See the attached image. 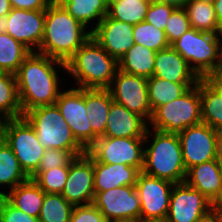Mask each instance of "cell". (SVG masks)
<instances>
[{
    "label": "cell",
    "instance_id": "1",
    "mask_svg": "<svg viewBox=\"0 0 222 222\" xmlns=\"http://www.w3.org/2000/svg\"><path fill=\"white\" fill-rule=\"evenodd\" d=\"M58 67L66 73V63L38 52L24 59L15 74L22 116L30 109L55 104L61 92Z\"/></svg>",
    "mask_w": 222,
    "mask_h": 222
},
{
    "label": "cell",
    "instance_id": "2",
    "mask_svg": "<svg viewBox=\"0 0 222 222\" xmlns=\"http://www.w3.org/2000/svg\"><path fill=\"white\" fill-rule=\"evenodd\" d=\"M86 29L53 0L46 9L44 36L37 52L66 63L91 37V31Z\"/></svg>",
    "mask_w": 222,
    "mask_h": 222
},
{
    "label": "cell",
    "instance_id": "3",
    "mask_svg": "<svg viewBox=\"0 0 222 222\" xmlns=\"http://www.w3.org/2000/svg\"><path fill=\"white\" fill-rule=\"evenodd\" d=\"M152 134L153 141L150 138ZM149 142L150 144H148ZM147 144L148 148H146ZM142 172L153 177L168 180L174 184L185 182L187 170L183 162L178 134L165 133L154 129L150 131L149 125L145 134Z\"/></svg>",
    "mask_w": 222,
    "mask_h": 222
},
{
    "label": "cell",
    "instance_id": "4",
    "mask_svg": "<svg viewBox=\"0 0 222 222\" xmlns=\"http://www.w3.org/2000/svg\"><path fill=\"white\" fill-rule=\"evenodd\" d=\"M118 70V61L90 37L66 62V72L77 88L107 89Z\"/></svg>",
    "mask_w": 222,
    "mask_h": 222
},
{
    "label": "cell",
    "instance_id": "5",
    "mask_svg": "<svg viewBox=\"0 0 222 222\" xmlns=\"http://www.w3.org/2000/svg\"><path fill=\"white\" fill-rule=\"evenodd\" d=\"M170 46L188 62L200 79L222 67V34L191 27Z\"/></svg>",
    "mask_w": 222,
    "mask_h": 222
},
{
    "label": "cell",
    "instance_id": "6",
    "mask_svg": "<svg viewBox=\"0 0 222 222\" xmlns=\"http://www.w3.org/2000/svg\"><path fill=\"white\" fill-rule=\"evenodd\" d=\"M23 117L34 128L38 141L45 149L68 150L76 157L87 152L77 142L55 104L30 109Z\"/></svg>",
    "mask_w": 222,
    "mask_h": 222
},
{
    "label": "cell",
    "instance_id": "7",
    "mask_svg": "<svg viewBox=\"0 0 222 222\" xmlns=\"http://www.w3.org/2000/svg\"><path fill=\"white\" fill-rule=\"evenodd\" d=\"M199 123H202L200 80L181 97L159 106L149 122L152 129L172 134Z\"/></svg>",
    "mask_w": 222,
    "mask_h": 222
},
{
    "label": "cell",
    "instance_id": "8",
    "mask_svg": "<svg viewBox=\"0 0 222 222\" xmlns=\"http://www.w3.org/2000/svg\"><path fill=\"white\" fill-rule=\"evenodd\" d=\"M4 140L14 152L21 169L30 178L38 170L46 150L38 141L34 128L23 116L8 119Z\"/></svg>",
    "mask_w": 222,
    "mask_h": 222
},
{
    "label": "cell",
    "instance_id": "9",
    "mask_svg": "<svg viewBox=\"0 0 222 222\" xmlns=\"http://www.w3.org/2000/svg\"><path fill=\"white\" fill-rule=\"evenodd\" d=\"M145 137L113 138L102 136L87 150L98 162L127 164L140 172L144 165Z\"/></svg>",
    "mask_w": 222,
    "mask_h": 222
},
{
    "label": "cell",
    "instance_id": "10",
    "mask_svg": "<svg viewBox=\"0 0 222 222\" xmlns=\"http://www.w3.org/2000/svg\"><path fill=\"white\" fill-rule=\"evenodd\" d=\"M77 142L87 151L97 140L92 132L85 105V88L71 87L59 93L55 102Z\"/></svg>",
    "mask_w": 222,
    "mask_h": 222
},
{
    "label": "cell",
    "instance_id": "11",
    "mask_svg": "<svg viewBox=\"0 0 222 222\" xmlns=\"http://www.w3.org/2000/svg\"><path fill=\"white\" fill-rule=\"evenodd\" d=\"M174 183L139 173L135 184L140 199V218L145 222L165 221Z\"/></svg>",
    "mask_w": 222,
    "mask_h": 222
},
{
    "label": "cell",
    "instance_id": "12",
    "mask_svg": "<svg viewBox=\"0 0 222 222\" xmlns=\"http://www.w3.org/2000/svg\"><path fill=\"white\" fill-rule=\"evenodd\" d=\"M107 89L114 102L150 122L153 113L149 103L147 78L118 69Z\"/></svg>",
    "mask_w": 222,
    "mask_h": 222
},
{
    "label": "cell",
    "instance_id": "13",
    "mask_svg": "<svg viewBox=\"0 0 222 222\" xmlns=\"http://www.w3.org/2000/svg\"><path fill=\"white\" fill-rule=\"evenodd\" d=\"M61 195L73 206L92 204L94 191V157L87 151L69 165Z\"/></svg>",
    "mask_w": 222,
    "mask_h": 222
},
{
    "label": "cell",
    "instance_id": "14",
    "mask_svg": "<svg viewBox=\"0 0 222 222\" xmlns=\"http://www.w3.org/2000/svg\"><path fill=\"white\" fill-rule=\"evenodd\" d=\"M108 222L140 219V199L135 186H120L104 192H95L92 203Z\"/></svg>",
    "mask_w": 222,
    "mask_h": 222
},
{
    "label": "cell",
    "instance_id": "15",
    "mask_svg": "<svg viewBox=\"0 0 222 222\" xmlns=\"http://www.w3.org/2000/svg\"><path fill=\"white\" fill-rule=\"evenodd\" d=\"M211 210V201L186 182L172 188L165 222H197Z\"/></svg>",
    "mask_w": 222,
    "mask_h": 222
},
{
    "label": "cell",
    "instance_id": "16",
    "mask_svg": "<svg viewBox=\"0 0 222 222\" xmlns=\"http://www.w3.org/2000/svg\"><path fill=\"white\" fill-rule=\"evenodd\" d=\"M186 170L194 165L216 159V130L199 123L178 134Z\"/></svg>",
    "mask_w": 222,
    "mask_h": 222
},
{
    "label": "cell",
    "instance_id": "17",
    "mask_svg": "<svg viewBox=\"0 0 222 222\" xmlns=\"http://www.w3.org/2000/svg\"><path fill=\"white\" fill-rule=\"evenodd\" d=\"M46 10L14 9L7 15V34L20 41L32 52L40 48L45 27Z\"/></svg>",
    "mask_w": 222,
    "mask_h": 222
},
{
    "label": "cell",
    "instance_id": "18",
    "mask_svg": "<svg viewBox=\"0 0 222 222\" xmlns=\"http://www.w3.org/2000/svg\"><path fill=\"white\" fill-rule=\"evenodd\" d=\"M134 25L121 22L107 15L91 31V37L113 58L119 61L135 44Z\"/></svg>",
    "mask_w": 222,
    "mask_h": 222
},
{
    "label": "cell",
    "instance_id": "19",
    "mask_svg": "<svg viewBox=\"0 0 222 222\" xmlns=\"http://www.w3.org/2000/svg\"><path fill=\"white\" fill-rule=\"evenodd\" d=\"M153 76L180 84H198L200 78L171 46L157 51Z\"/></svg>",
    "mask_w": 222,
    "mask_h": 222
},
{
    "label": "cell",
    "instance_id": "20",
    "mask_svg": "<svg viewBox=\"0 0 222 222\" xmlns=\"http://www.w3.org/2000/svg\"><path fill=\"white\" fill-rule=\"evenodd\" d=\"M148 124L149 122L140 115L113 101L104 136L113 138L145 137Z\"/></svg>",
    "mask_w": 222,
    "mask_h": 222
},
{
    "label": "cell",
    "instance_id": "21",
    "mask_svg": "<svg viewBox=\"0 0 222 222\" xmlns=\"http://www.w3.org/2000/svg\"><path fill=\"white\" fill-rule=\"evenodd\" d=\"M140 171L127 164H105L94 158V191L104 192L120 186H135Z\"/></svg>",
    "mask_w": 222,
    "mask_h": 222
},
{
    "label": "cell",
    "instance_id": "22",
    "mask_svg": "<svg viewBox=\"0 0 222 222\" xmlns=\"http://www.w3.org/2000/svg\"><path fill=\"white\" fill-rule=\"evenodd\" d=\"M185 182L212 202L222 188L220 163L213 159L194 165L187 170Z\"/></svg>",
    "mask_w": 222,
    "mask_h": 222
},
{
    "label": "cell",
    "instance_id": "23",
    "mask_svg": "<svg viewBox=\"0 0 222 222\" xmlns=\"http://www.w3.org/2000/svg\"><path fill=\"white\" fill-rule=\"evenodd\" d=\"M113 99L108 89L85 88V105L92 132L104 136L108 114Z\"/></svg>",
    "mask_w": 222,
    "mask_h": 222
},
{
    "label": "cell",
    "instance_id": "24",
    "mask_svg": "<svg viewBox=\"0 0 222 222\" xmlns=\"http://www.w3.org/2000/svg\"><path fill=\"white\" fill-rule=\"evenodd\" d=\"M8 192V193H7ZM5 192L3 197L22 212L39 217L45 192L33 181L28 179L14 189Z\"/></svg>",
    "mask_w": 222,
    "mask_h": 222
},
{
    "label": "cell",
    "instance_id": "25",
    "mask_svg": "<svg viewBox=\"0 0 222 222\" xmlns=\"http://www.w3.org/2000/svg\"><path fill=\"white\" fill-rule=\"evenodd\" d=\"M156 53L135 43L118 61V69L148 79L153 76Z\"/></svg>",
    "mask_w": 222,
    "mask_h": 222
},
{
    "label": "cell",
    "instance_id": "26",
    "mask_svg": "<svg viewBox=\"0 0 222 222\" xmlns=\"http://www.w3.org/2000/svg\"><path fill=\"white\" fill-rule=\"evenodd\" d=\"M76 20L80 21L86 28L91 24L92 31L101 20L108 14V0H56ZM88 25V26H87Z\"/></svg>",
    "mask_w": 222,
    "mask_h": 222
},
{
    "label": "cell",
    "instance_id": "27",
    "mask_svg": "<svg viewBox=\"0 0 222 222\" xmlns=\"http://www.w3.org/2000/svg\"><path fill=\"white\" fill-rule=\"evenodd\" d=\"M197 84H180L152 76L147 79L149 103L152 113L159 107L181 97Z\"/></svg>",
    "mask_w": 222,
    "mask_h": 222
},
{
    "label": "cell",
    "instance_id": "28",
    "mask_svg": "<svg viewBox=\"0 0 222 222\" xmlns=\"http://www.w3.org/2000/svg\"><path fill=\"white\" fill-rule=\"evenodd\" d=\"M29 177L21 169L18 159L16 158L11 147L5 140L0 142V186L6 185L7 188L14 189L19 184L27 181ZM5 194L0 191V196Z\"/></svg>",
    "mask_w": 222,
    "mask_h": 222
},
{
    "label": "cell",
    "instance_id": "29",
    "mask_svg": "<svg viewBox=\"0 0 222 222\" xmlns=\"http://www.w3.org/2000/svg\"><path fill=\"white\" fill-rule=\"evenodd\" d=\"M152 0H108L107 16L136 25L145 21Z\"/></svg>",
    "mask_w": 222,
    "mask_h": 222
},
{
    "label": "cell",
    "instance_id": "30",
    "mask_svg": "<svg viewBox=\"0 0 222 222\" xmlns=\"http://www.w3.org/2000/svg\"><path fill=\"white\" fill-rule=\"evenodd\" d=\"M32 51L7 33L0 34V73L16 74Z\"/></svg>",
    "mask_w": 222,
    "mask_h": 222
},
{
    "label": "cell",
    "instance_id": "31",
    "mask_svg": "<svg viewBox=\"0 0 222 222\" xmlns=\"http://www.w3.org/2000/svg\"><path fill=\"white\" fill-rule=\"evenodd\" d=\"M183 8L190 21V26L198 31L222 34L219 30L214 5L189 0Z\"/></svg>",
    "mask_w": 222,
    "mask_h": 222
},
{
    "label": "cell",
    "instance_id": "32",
    "mask_svg": "<svg viewBox=\"0 0 222 222\" xmlns=\"http://www.w3.org/2000/svg\"><path fill=\"white\" fill-rule=\"evenodd\" d=\"M201 118L215 130L222 129V97L200 79Z\"/></svg>",
    "mask_w": 222,
    "mask_h": 222
},
{
    "label": "cell",
    "instance_id": "33",
    "mask_svg": "<svg viewBox=\"0 0 222 222\" xmlns=\"http://www.w3.org/2000/svg\"><path fill=\"white\" fill-rule=\"evenodd\" d=\"M0 113L8 119L22 117L14 74L0 73Z\"/></svg>",
    "mask_w": 222,
    "mask_h": 222
},
{
    "label": "cell",
    "instance_id": "34",
    "mask_svg": "<svg viewBox=\"0 0 222 222\" xmlns=\"http://www.w3.org/2000/svg\"><path fill=\"white\" fill-rule=\"evenodd\" d=\"M73 207L61 194L45 193L38 220L40 222H70Z\"/></svg>",
    "mask_w": 222,
    "mask_h": 222
},
{
    "label": "cell",
    "instance_id": "35",
    "mask_svg": "<svg viewBox=\"0 0 222 222\" xmlns=\"http://www.w3.org/2000/svg\"><path fill=\"white\" fill-rule=\"evenodd\" d=\"M133 38L136 44L156 52L170 46L165 31L157 29L146 21L134 25Z\"/></svg>",
    "mask_w": 222,
    "mask_h": 222
},
{
    "label": "cell",
    "instance_id": "36",
    "mask_svg": "<svg viewBox=\"0 0 222 222\" xmlns=\"http://www.w3.org/2000/svg\"><path fill=\"white\" fill-rule=\"evenodd\" d=\"M69 173V166L41 170L33 181L45 192L61 194Z\"/></svg>",
    "mask_w": 222,
    "mask_h": 222
},
{
    "label": "cell",
    "instance_id": "37",
    "mask_svg": "<svg viewBox=\"0 0 222 222\" xmlns=\"http://www.w3.org/2000/svg\"><path fill=\"white\" fill-rule=\"evenodd\" d=\"M190 28V21L185 9L177 6L169 16L164 30L168 43L171 45Z\"/></svg>",
    "mask_w": 222,
    "mask_h": 222
},
{
    "label": "cell",
    "instance_id": "38",
    "mask_svg": "<svg viewBox=\"0 0 222 222\" xmlns=\"http://www.w3.org/2000/svg\"><path fill=\"white\" fill-rule=\"evenodd\" d=\"M76 156L68 150L46 149L41 157L38 170L30 177L33 179L41 170L69 166Z\"/></svg>",
    "mask_w": 222,
    "mask_h": 222
},
{
    "label": "cell",
    "instance_id": "39",
    "mask_svg": "<svg viewBox=\"0 0 222 222\" xmlns=\"http://www.w3.org/2000/svg\"><path fill=\"white\" fill-rule=\"evenodd\" d=\"M176 7L168 2L152 0L145 21L164 31L167 20Z\"/></svg>",
    "mask_w": 222,
    "mask_h": 222
},
{
    "label": "cell",
    "instance_id": "40",
    "mask_svg": "<svg viewBox=\"0 0 222 222\" xmlns=\"http://www.w3.org/2000/svg\"><path fill=\"white\" fill-rule=\"evenodd\" d=\"M0 222H40L37 217L30 216L12 206L0 196Z\"/></svg>",
    "mask_w": 222,
    "mask_h": 222
},
{
    "label": "cell",
    "instance_id": "41",
    "mask_svg": "<svg viewBox=\"0 0 222 222\" xmlns=\"http://www.w3.org/2000/svg\"><path fill=\"white\" fill-rule=\"evenodd\" d=\"M70 222H108L93 204L74 206Z\"/></svg>",
    "mask_w": 222,
    "mask_h": 222
},
{
    "label": "cell",
    "instance_id": "42",
    "mask_svg": "<svg viewBox=\"0 0 222 222\" xmlns=\"http://www.w3.org/2000/svg\"><path fill=\"white\" fill-rule=\"evenodd\" d=\"M12 8L21 10H46L53 0H9Z\"/></svg>",
    "mask_w": 222,
    "mask_h": 222
},
{
    "label": "cell",
    "instance_id": "43",
    "mask_svg": "<svg viewBox=\"0 0 222 222\" xmlns=\"http://www.w3.org/2000/svg\"><path fill=\"white\" fill-rule=\"evenodd\" d=\"M202 80L219 96L222 97V67L206 74Z\"/></svg>",
    "mask_w": 222,
    "mask_h": 222
},
{
    "label": "cell",
    "instance_id": "44",
    "mask_svg": "<svg viewBox=\"0 0 222 222\" xmlns=\"http://www.w3.org/2000/svg\"><path fill=\"white\" fill-rule=\"evenodd\" d=\"M197 222H222V216L217 212L210 210L202 216Z\"/></svg>",
    "mask_w": 222,
    "mask_h": 222
},
{
    "label": "cell",
    "instance_id": "45",
    "mask_svg": "<svg viewBox=\"0 0 222 222\" xmlns=\"http://www.w3.org/2000/svg\"><path fill=\"white\" fill-rule=\"evenodd\" d=\"M211 210L222 216V188L220 189L218 195L211 202Z\"/></svg>",
    "mask_w": 222,
    "mask_h": 222
},
{
    "label": "cell",
    "instance_id": "46",
    "mask_svg": "<svg viewBox=\"0 0 222 222\" xmlns=\"http://www.w3.org/2000/svg\"><path fill=\"white\" fill-rule=\"evenodd\" d=\"M214 8L216 13V18L219 25V30L222 33V0H215Z\"/></svg>",
    "mask_w": 222,
    "mask_h": 222
},
{
    "label": "cell",
    "instance_id": "47",
    "mask_svg": "<svg viewBox=\"0 0 222 222\" xmlns=\"http://www.w3.org/2000/svg\"><path fill=\"white\" fill-rule=\"evenodd\" d=\"M216 157H222V129L216 130Z\"/></svg>",
    "mask_w": 222,
    "mask_h": 222
},
{
    "label": "cell",
    "instance_id": "48",
    "mask_svg": "<svg viewBox=\"0 0 222 222\" xmlns=\"http://www.w3.org/2000/svg\"><path fill=\"white\" fill-rule=\"evenodd\" d=\"M12 10V6L9 0H0V17L6 16Z\"/></svg>",
    "mask_w": 222,
    "mask_h": 222
},
{
    "label": "cell",
    "instance_id": "49",
    "mask_svg": "<svg viewBox=\"0 0 222 222\" xmlns=\"http://www.w3.org/2000/svg\"><path fill=\"white\" fill-rule=\"evenodd\" d=\"M8 121V118L0 113V142L4 140L5 126Z\"/></svg>",
    "mask_w": 222,
    "mask_h": 222
},
{
    "label": "cell",
    "instance_id": "50",
    "mask_svg": "<svg viewBox=\"0 0 222 222\" xmlns=\"http://www.w3.org/2000/svg\"><path fill=\"white\" fill-rule=\"evenodd\" d=\"M8 29V18L6 16L0 17V34L6 33Z\"/></svg>",
    "mask_w": 222,
    "mask_h": 222
},
{
    "label": "cell",
    "instance_id": "51",
    "mask_svg": "<svg viewBox=\"0 0 222 222\" xmlns=\"http://www.w3.org/2000/svg\"><path fill=\"white\" fill-rule=\"evenodd\" d=\"M156 1H164V2L174 4L178 7H183L189 0H156Z\"/></svg>",
    "mask_w": 222,
    "mask_h": 222
},
{
    "label": "cell",
    "instance_id": "52",
    "mask_svg": "<svg viewBox=\"0 0 222 222\" xmlns=\"http://www.w3.org/2000/svg\"><path fill=\"white\" fill-rule=\"evenodd\" d=\"M114 222H145L141 218L140 219H124V220H118Z\"/></svg>",
    "mask_w": 222,
    "mask_h": 222
},
{
    "label": "cell",
    "instance_id": "53",
    "mask_svg": "<svg viewBox=\"0 0 222 222\" xmlns=\"http://www.w3.org/2000/svg\"><path fill=\"white\" fill-rule=\"evenodd\" d=\"M196 1H200V2H204V3H207V4H211L213 5L215 0H196Z\"/></svg>",
    "mask_w": 222,
    "mask_h": 222
},
{
    "label": "cell",
    "instance_id": "54",
    "mask_svg": "<svg viewBox=\"0 0 222 222\" xmlns=\"http://www.w3.org/2000/svg\"><path fill=\"white\" fill-rule=\"evenodd\" d=\"M216 160L220 163L221 170H222V157H216Z\"/></svg>",
    "mask_w": 222,
    "mask_h": 222
}]
</instances>
